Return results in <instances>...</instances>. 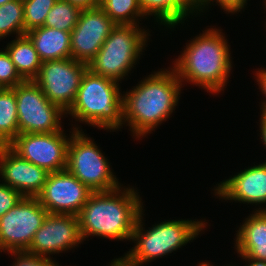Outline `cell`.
I'll list each match as a JSON object with an SVG mask.
<instances>
[{"mask_svg": "<svg viewBox=\"0 0 266 266\" xmlns=\"http://www.w3.org/2000/svg\"><path fill=\"white\" fill-rule=\"evenodd\" d=\"M170 70L154 72L123 96V123L127 121L135 137L153 131L177 106L182 83Z\"/></svg>", "mask_w": 266, "mask_h": 266, "instance_id": "cell-1", "label": "cell"}, {"mask_svg": "<svg viewBox=\"0 0 266 266\" xmlns=\"http://www.w3.org/2000/svg\"><path fill=\"white\" fill-rule=\"evenodd\" d=\"M120 189L91 193L77 215L83 240L90 235L131 240L142 202L134 188Z\"/></svg>", "mask_w": 266, "mask_h": 266, "instance_id": "cell-2", "label": "cell"}, {"mask_svg": "<svg viewBox=\"0 0 266 266\" xmlns=\"http://www.w3.org/2000/svg\"><path fill=\"white\" fill-rule=\"evenodd\" d=\"M205 31L186 45L172 68L181 83L186 80L216 94L226 86L232 68L231 52L220 30Z\"/></svg>", "mask_w": 266, "mask_h": 266, "instance_id": "cell-3", "label": "cell"}, {"mask_svg": "<svg viewBox=\"0 0 266 266\" xmlns=\"http://www.w3.org/2000/svg\"><path fill=\"white\" fill-rule=\"evenodd\" d=\"M120 94L117 81L87 69L76 99L66 114L105 130L119 129L123 124V97Z\"/></svg>", "mask_w": 266, "mask_h": 266, "instance_id": "cell-4", "label": "cell"}, {"mask_svg": "<svg viewBox=\"0 0 266 266\" xmlns=\"http://www.w3.org/2000/svg\"><path fill=\"white\" fill-rule=\"evenodd\" d=\"M141 211L132 233L136 246L119 258L126 266H141L162 257L193 240L206 227L203 221L171 220L155 224L149 230L143 229ZM144 231V232H143Z\"/></svg>", "mask_w": 266, "mask_h": 266, "instance_id": "cell-5", "label": "cell"}, {"mask_svg": "<svg viewBox=\"0 0 266 266\" xmlns=\"http://www.w3.org/2000/svg\"><path fill=\"white\" fill-rule=\"evenodd\" d=\"M148 33L139 25H116L88 69L97 75L121 81L134 67L147 43Z\"/></svg>", "mask_w": 266, "mask_h": 266, "instance_id": "cell-6", "label": "cell"}, {"mask_svg": "<svg viewBox=\"0 0 266 266\" xmlns=\"http://www.w3.org/2000/svg\"><path fill=\"white\" fill-rule=\"evenodd\" d=\"M78 129L74 128L70 136L66 169L93 192L120 187L98 146Z\"/></svg>", "mask_w": 266, "mask_h": 266, "instance_id": "cell-7", "label": "cell"}, {"mask_svg": "<svg viewBox=\"0 0 266 266\" xmlns=\"http://www.w3.org/2000/svg\"><path fill=\"white\" fill-rule=\"evenodd\" d=\"M12 89L17 103L19 134L62 130L60 119L66 112L51 103L33 80H25Z\"/></svg>", "mask_w": 266, "mask_h": 266, "instance_id": "cell-8", "label": "cell"}, {"mask_svg": "<svg viewBox=\"0 0 266 266\" xmlns=\"http://www.w3.org/2000/svg\"><path fill=\"white\" fill-rule=\"evenodd\" d=\"M47 215L37 197H22L0 218V251L27 250Z\"/></svg>", "mask_w": 266, "mask_h": 266, "instance_id": "cell-9", "label": "cell"}, {"mask_svg": "<svg viewBox=\"0 0 266 266\" xmlns=\"http://www.w3.org/2000/svg\"><path fill=\"white\" fill-rule=\"evenodd\" d=\"M87 64L72 57L48 60L41 63L33 81L42 89L47 99L67 112L73 105Z\"/></svg>", "mask_w": 266, "mask_h": 266, "instance_id": "cell-10", "label": "cell"}, {"mask_svg": "<svg viewBox=\"0 0 266 266\" xmlns=\"http://www.w3.org/2000/svg\"><path fill=\"white\" fill-rule=\"evenodd\" d=\"M63 131L18 134L8 146L25 160L50 172L66 170L68 145Z\"/></svg>", "mask_w": 266, "mask_h": 266, "instance_id": "cell-11", "label": "cell"}, {"mask_svg": "<svg viewBox=\"0 0 266 266\" xmlns=\"http://www.w3.org/2000/svg\"><path fill=\"white\" fill-rule=\"evenodd\" d=\"M92 192L66 169L48 174L37 199L48 213L78 215Z\"/></svg>", "mask_w": 266, "mask_h": 266, "instance_id": "cell-12", "label": "cell"}, {"mask_svg": "<svg viewBox=\"0 0 266 266\" xmlns=\"http://www.w3.org/2000/svg\"><path fill=\"white\" fill-rule=\"evenodd\" d=\"M116 25L99 6L81 10L78 22L71 31L72 58L88 65Z\"/></svg>", "mask_w": 266, "mask_h": 266, "instance_id": "cell-13", "label": "cell"}, {"mask_svg": "<svg viewBox=\"0 0 266 266\" xmlns=\"http://www.w3.org/2000/svg\"><path fill=\"white\" fill-rule=\"evenodd\" d=\"M82 241L77 215L48 213L26 251L50 258V254L66 251Z\"/></svg>", "mask_w": 266, "mask_h": 266, "instance_id": "cell-14", "label": "cell"}, {"mask_svg": "<svg viewBox=\"0 0 266 266\" xmlns=\"http://www.w3.org/2000/svg\"><path fill=\"white\" fill-rule=\"evenodd\" d=\"M49 172L25 160L8 145H0V175L2 181L23 197H37Z\"/></svg>", "mask_w": 266, "mask_h": 266, "instance_id": "cell-15", "label": "cell"}, {"mask_svg": "<svg viewBox=\"0 0 266 266\" xmlns=\"http://www.w3.org/2000/svg\"><path fill=\"white\" fill-rule=\"evenodd\" d=\"M214 191L226 200L256 205L266 203V162L244 169L219 183Z\"/></svg>", "mask_w": 266, "mask_h": 266, "instance_id": "cell-16", "label": "cell"}, {"mask_svg": "<svg viewBox=\"0 0 266 266\" xmlns=\"http://www.w3.org/2000/svg\"><path fill=\"white\" fill-rule=\"evenodd\" d=\"M248 216L236 235V250L242 259L266 261V208Z\"/></svg>", "mask_w": 266, "mask_h": 266, "instance_id": "cell-17", "label": "cell"}, {"mask_svg": "<svg viewBox=\"0 0 266 266\" xmlns=\"http://www.w3.org/2000/svg\"><path fill=\"white\" fill-rule=\"evenodd\" d=\"M25 35L33 43L42 62L71 58V32L46 26L31 29Z\"/></svg>", "mask_w": 266, "mask_h": 266, "instance_id": "cell-18", "label": "cell"}, {"mask_svg": "<svg viewBox=\"0 0 266 266\" xmlns=\"http://www.w3.org/2000/svg\"><path fill=\"white\" fill-rule=\"evenodd\" d=\"M144 15L156 16L157 22L174 28L186 20L190 13L199 11L193 0H138ZM195 9V10H194Z\"/></svg>", "mask_w": 266, "mask_h": 266, "instance_id": "cell-19", "label": "cell"}, {"mask_svg": "<svg viewBox=\"0 0 266 266\" xmlns=\"http://www.w3.org/2000/svg\"><path fill=\"white\" fill-rule=\"evenodd\" d=\"M5 49L24 80H33L38 75L42 61L26 35L16 37Z\"/></svg>", "mask_w": 266, "mask_h": 266, "instance_id": "cell-20", "label": "cell"}, {"mask_svg": "<svg viewBox=\"0 0 266 266\" xmlns=\"http://www.w3.org/2000/svg\"><path fill=\"white\" fill-rule=\"evenodd\" d=\"M19 134L15 92L0 88V145H8Z\"/></svg>", "mask_w": 266, "mask_h": 266, "instance_id": "cell-21", "label": "cell"}, {"mask_svg": "<svg viewBox=\"0 0 266 266\" xmlns=\"http://www.w3.org/2000/svg\"><path fill=\"white\" fill-rule=\"evenodd\" d=\"M99 7L117 25H138V17L145 16L138 0H100Z\"/></svg>", "mask_w": 266, "mask_h": 266, "instance_id": "cell-22", "label": "cell"}, {"mask_svg": "<svg viewBox=\"0 0 266 266\" xmlns=\"http://www.w3.org/2000/svg\"><path fill=\"white\" fill-rule=\"evenodd\" d=\"M12 33H16V37L25 35L23 0L0 5V39Z\"/></svg>", "mask_w": 266, "mask_h": 266, "instance_id": "cell-23", "label": "cell"}, {"mask_svg": "<svg viewBox=\"0 0 266 266\" xmlns=\"http://www.w3.org/2000/svg\"><path fill=\"white\" fill-rule=\"evenodd\" d=\"M81 10L66 0H57L47 14L44 26L71 32L79 19Z\"/></svg>", "mask_w": 266, "mask_h": 266, "instance_id": "cell-24", "label": "cell"}, {"mask_svg": "<svg viewBox=\"0 0 266 266\" xmlns=\"http://www.w3.org/2000/svg\"><path fill=\"white\" fill-rule=\"evenodd\" d=\"M57 0H23L25 33L44 26L47 14Z\"/></svg>", "mask_w": 266, "mask_h": 266, "instance_id": "cell-25", "label": "cell"}, {"mask_svg": "<svg viewBox=\"0 0 266 266\" xmlns=\"http://www.w3.org/2000/svg\"><path fill=\"white\" fill-rule=\"evenodd\" d=\"M24 81L17 72L7 50H0V88H13Z\"/></svg>", "mask_w": 266, "mask_h": 266, "instance_id": "cell-26", "label": "cell"}, {"mask_svg": "<svg viewBox=\"0 0 266 266\" xmlns=\"http://www.w3.org/2000/svg\"><path fill=\"white\" fill-rule=\"evenodd\" d=\"M12 255L16 256L15 263L12 266H59L49 257H42L24 251H9Z\"/></svg>", "mask_w": 266, "mask_h": 266, "instance_id": "cell-27", "label": "cell"}, {"mask_svg": "<svg viewBox=\"0 0 266 266\" xmlns=\"http://www.w3.org/2000/svg\"><path fill=\"white\" fill-rule=\"evenodd\" d=\"M23 196L3 182L0 183V218L13 208Z\"/></svg>", "mask_w": 266, "mask_h": 266, "instance_id": "cell-28", "label": "cell"}, {"mask_svg": "<svg viewBox=\"0 0 266 266\" xmlns=\"http://www.w3.org/2000/svg\"><path fill=\"white\" fill-rule=\"evenodd\" d=\"M215 2V0H204L200 5H199V13L200 11L203 12L204 7L208 6L207 4ZM216 3H219V6L226 11V13H235L241 11V9L246 6L247 0H216Z\"/></svg>", "mask_w": 266, "mask_h": 266, "instance_id": "cell-29", "label": "cell"}, {"mask_svg": "<svg viewBox=\"0 0 266 266\" xmlns=\"http://www.w3.org/2000/svg\"><path fill=\"white\" fill-rule=\"evenodd\" d=\"M80 10L96 8L100 4V0H66Z\"/></svg>", "mask_w": 266, "mask_h": 266, "instance_id": "cell-30", "label": "cell"}, {"mask_svg": "<svg viewBox=\"0 0 266 266\" xmlns=\"http://www.w3.org/2000/svg\"><path fill=\"white\" fill-rule=\"evenodd\" d=\"M256 80L258 83V85H260V89H261V92L265 95L266 97V69H262V70H259L256 72ZM261 110L262 111H265L266 110V100L263 102L262 106H261Z\"/></svg>", "mask_w": 266, "mask_h": 266, "instance_id": "cell-31", "label": "cell"}, {"mask_svg": "<svg viewBox=\"0 0 266 266\" xmlns=\"http://www.w3.org/2000/svg\"><path fill=\"white\" fill-rule=\"evenodd\" d=\"M260 135H261V138H262V142L264 143L265 147H266V110L265 111H262V114H261V118H260Z\"/></svg>", "mask_w": 266, "mask_h": 266, "instance_id": "cell-32", "label": "cell"}, {"mask_svg": "<svg viewBox=\"0 0 266 266\" xmlns=\"http://www.w3.org/2000/svg\"><path fill=\"white\" fill-rule=\"evenodd\" d=\"M249 260V264L247 266H266V261L258 260V259H245Z\"/></svg>", "mask_w": 266, "mask_h": 266, "instance_id": "cell-33", "label": "cell"}, {"mask_svg": "<svg viewBox=\"0 0 266 266\" xmlns=\"http://www.w3.org/2000/svg\"><path fill=\"white\" fill-rule=\"evenodd\" d=\"M110 266H126L119 258L113 259Z\"/></svg>", "mask_w": 266, "mask_h": 266, "instance_id": "cell-34", "label": "cell"}, {"mask_svg": "<svg viewBox=\"0 0 266 266\" xmlns=\"http://www.w3.org/2000/svg\"><path fill=\"white\" fill-rule=\"evenodd\" d=\"M198 266H213L209 262H201Z\"/></svg>", "mask_w": 266, "mask_h": 266, "instance_id": "cell-35", "label": "cell"}, {"mask_svg": "<svg viewBox=\"0 0 266 266\" xmlns=\"http://www.w3.org/2000/svg\"><path fill=\"white\" fill-rule=\"evenodd\" d=\"M12 1V0H0V5H4L5 3Z\"/></svg>", "mask_w": 266, "mask_h": 266, "instance_id": "cell-36", "label": "cell"}, {"mask_svg": "<svg viewBox=\"0 0 266 266\" xmlns=\"http://www.w3.org/2000/svg\"><path fill=\"white\" fill-rule=\"evenodd\" d=\"M198 6L204 1V0H193Z\"/></svg>", "mask_w": 266, "mask_h": 266, "instance_id": "cell-37", "label": "cell"}]
</instances>
